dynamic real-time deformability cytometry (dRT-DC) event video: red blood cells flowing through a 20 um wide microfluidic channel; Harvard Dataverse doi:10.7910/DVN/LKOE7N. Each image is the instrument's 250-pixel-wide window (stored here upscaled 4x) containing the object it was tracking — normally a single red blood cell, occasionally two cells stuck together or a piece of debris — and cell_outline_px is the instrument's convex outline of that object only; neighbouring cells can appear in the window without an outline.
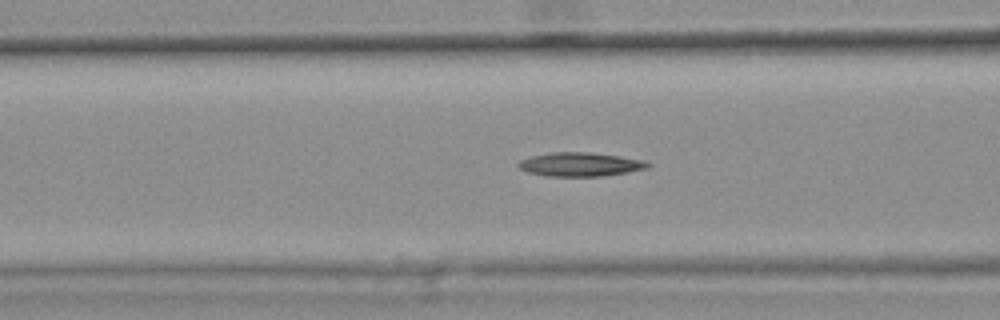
{"species": "common noctule bat (a hibernating species)", "species_latin": "Nyctalus noctula", "temperature_condition": "warm", "stored_images_in_passage": 32, "camera_frame_rate_fps": 3000, "um_per_image_px": 0.085, "animal": {"sex": "female", "body_mass_g": 25.1}, "frame": {"image": 1, "passage_image": 5, "time_ms": 1.333, "image_size_px": [1000, 320], "cell_outline_px": [[652, 164], [644, 168], [628, 172], [600, 176], [544, 176], [528, 172], [520, 168], [516, 164], [520, 160], [532, 156], [552, 152], [588, 152], [644, 160]], "centroid_in_image_um": [49.27, 13.97], "position_along_channel_um": 117.3, "area_um2": 17.74}}